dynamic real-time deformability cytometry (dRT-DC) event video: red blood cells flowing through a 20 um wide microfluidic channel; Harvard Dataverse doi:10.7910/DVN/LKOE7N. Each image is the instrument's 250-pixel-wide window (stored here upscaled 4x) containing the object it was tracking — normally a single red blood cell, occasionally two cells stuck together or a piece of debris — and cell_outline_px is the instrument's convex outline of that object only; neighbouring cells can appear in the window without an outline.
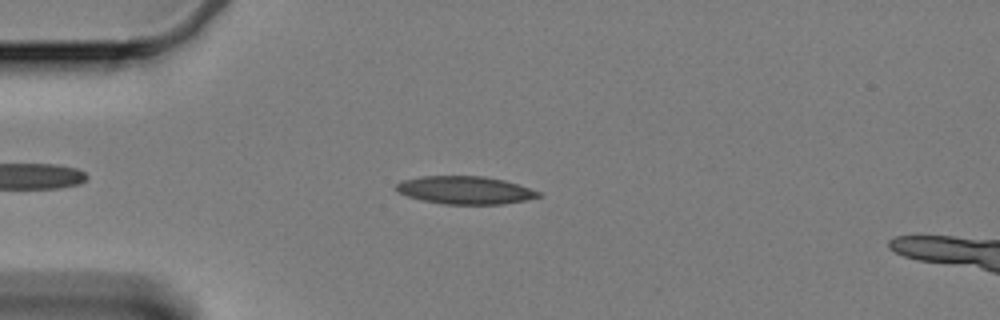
{"species": "Egyptian fruit bat (a non-hibernating species)", "species_latin": "Rousettus aegyptiacus", "temperature_condition": "cold", "stored_images_in_passage": 43, "camera_frame_rate_fps": 3000, "um_per_image_px": 0.085, "animal": {"sex": "female"}, "frame": {"image": 1, "passage_image": 7, "time_ms": 2.0, "image_size_px": [1000, 320], "cell_outline_px": [[540, 196], [524, 200], [504, 204], [444, 204], [424, 200], [408, 196], [400, 192], [396, 188], [396, 184], [404, 180], [420, 176], [484, 176], [504, 180], [540, 192]], "centroid_in_image_um": [39.53, 16.16], "position_along_channel_um": 45.5, "area_um2": 22.72}}
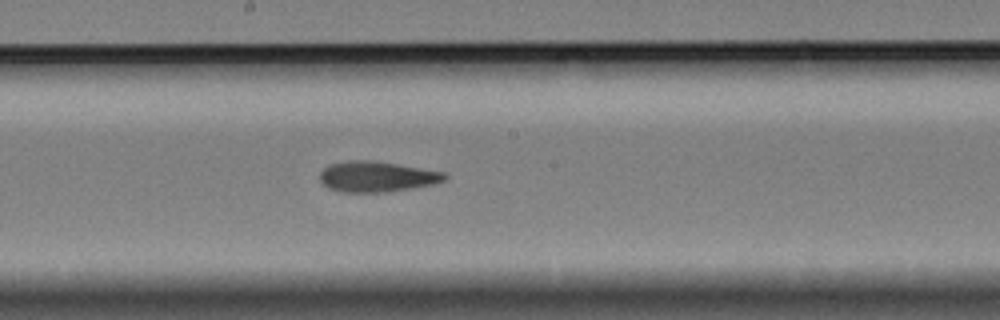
{"frame": {"image": 2, "passage_image": 24, "time_ms": 7.667, "image_size_px": [1000, 320], "cell_outline_px": [[448, 176], [444, 180], [432, 184], [412, 188], [384, 192], [340, 192], [328, 188], [320, 180], [320, 172], [324, 168], [332, 164], [348, 160], [372, 160], [444, 172]], "centroid_in_image_um": [32.0, 15.01], "position_along_channel_um": 216.2, "area_um2": 22.02}}
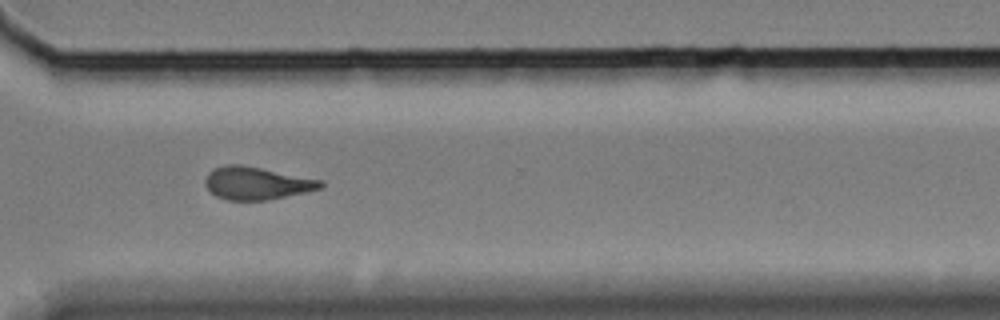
{"frame": {"image": 3, "passage_image": 36, "time_ms": 11.667, "image_size_px": [1000, 320], "cell_outline_px": [[324, 184], [320, 188], [308, 192], [268, 200], [228, 200], [216, 196], [204, 184], [204, 180], [208, 172], [212, 168], [224, 164], [240, 164], [324, 180]], "centroid_in_image_um": [21.81, 15.56], "position_along_channel_um": 348.8, "area_um2": 22.2}}